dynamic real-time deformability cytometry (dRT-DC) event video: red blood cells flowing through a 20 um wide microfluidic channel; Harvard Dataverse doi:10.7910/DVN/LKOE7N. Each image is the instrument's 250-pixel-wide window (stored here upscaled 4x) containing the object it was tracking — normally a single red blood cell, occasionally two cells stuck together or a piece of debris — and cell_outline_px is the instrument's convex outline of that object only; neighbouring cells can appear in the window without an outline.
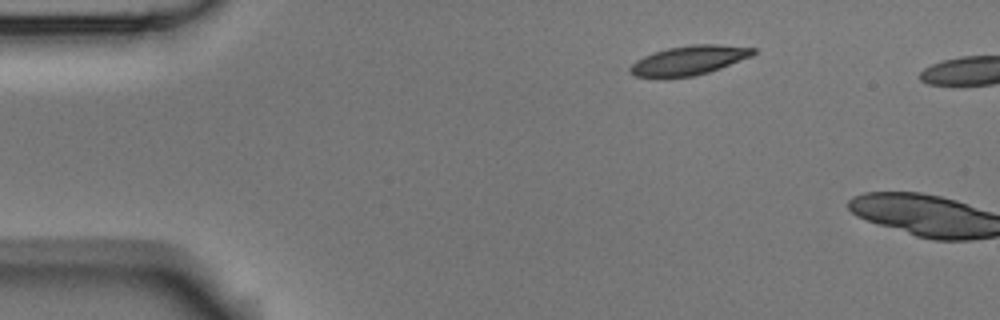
{"species": "Egyptian fruit bat (a non-hibernating species)", "species_latin": "Rousettus aegyptiacus", "temperature_condition": "room temperature", "stored_images_in_passage": 3, "camera_frame_rate_fps": 3000, "um_per_image_px": 0.085, "animal": {"sex": "male"}, "frame": {"image": 1, "passage_image": 1, "time_ms": 0.0, "image_size_px": [1000, 320], "cell_outline_px": [[756, 52], [752, 56], [720, 68], [708, 72], [692, 76], [636, 76], [628, 72], [628, 68], [636, 60], [644, 56], [668, 48], [692, 44], [720, 44], [756, 48]], "centroid_in_image_um": [58.6, 5.1], "position_along_channel_um": 26.4, "area_um2": 20.63}}